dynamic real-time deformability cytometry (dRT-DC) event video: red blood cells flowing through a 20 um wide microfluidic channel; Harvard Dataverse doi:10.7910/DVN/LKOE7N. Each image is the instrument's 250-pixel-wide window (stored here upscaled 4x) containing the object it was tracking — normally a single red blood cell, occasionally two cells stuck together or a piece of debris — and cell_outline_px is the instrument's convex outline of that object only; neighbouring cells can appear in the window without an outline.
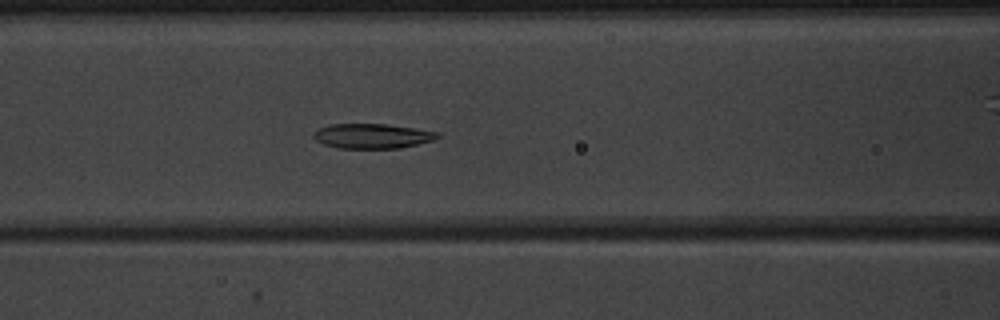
{"species": "common noctule bat (a hibernating species)", "species_latin": "Nyctalus noctula", "temperature_condition": "warm", "stored_images_in_passage": 52, "camera_frame_rate_fps": 3000, "um_per_image_px": 0.085, "animal": {"sex": "male", "body_mass_g": 20.1, "forearm_length_mm": 53.5}, "frame": {"image": 1, "passage_image": 22, "time_ms": 7.0, "image_size_px": [1000, 320], "cell_outline_px": [[440, 136], [432, 140], [400, 148], [340, 148], [324, 144], [316, 140], [312, 136], [312, 132], [320, 128], [332, 124], [388, 124], [416, 128], [440, 132]], "centroid_in_image_um": [31.64, 11.55], "position_along_channel_um": 135.0, "area_um2": 17.86}}
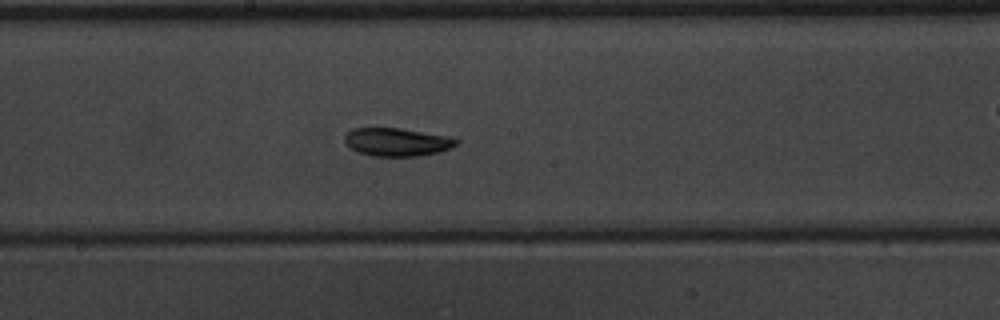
{"frame": {"image": 2, "passage_image": 28, "time_ms": 9.0, "image_size_px": [1000, 320], "cell_outline_px": [[460, 144], [452, 148], [440, 152], [420, 156], [372, 156], [356, 152], [344, 140], [344, 136], [352, 128], [400, 128], [452, 136], [460, 140]], "centroid_in_image_um": [33.82, 12.07], "position_along_channel_um": 214.4, "area_um2": 18.67}}
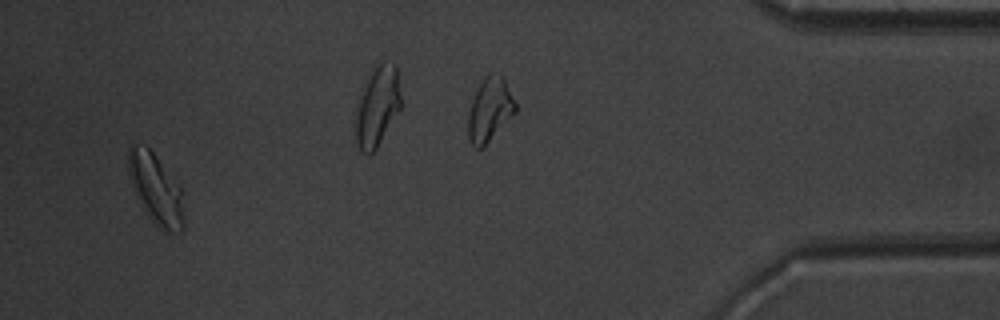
{"frame": {"image": 3, "passage_image": 49, "time_ms": 16.0, "image_size_px": [1000, 320], "cell_outline_px": [[184, 228], [180, 232], [164, 232], [152, 220], [140, 204], [136, 196], [128, 172], [128, 148], [132, 144], [144, 144], [152, 152], [180, 184], [184, 208]], "centroid_in_image_um": [13.27, 16.07], "position_along_channel_um": 421.9, "area_um2": 22.95}, "authors_computed_cell_mechanics": {"area_um2": 19.5942, "velocity_mm_per_s": 3.9847, "shape_relaxation_time_tau1_ms": 4.0753, "shape_relaxation_time_tau2_ms": 4.3757, "deformation_change_tau1": 0.1252, "deformation_change_tau2": 0.0914}}